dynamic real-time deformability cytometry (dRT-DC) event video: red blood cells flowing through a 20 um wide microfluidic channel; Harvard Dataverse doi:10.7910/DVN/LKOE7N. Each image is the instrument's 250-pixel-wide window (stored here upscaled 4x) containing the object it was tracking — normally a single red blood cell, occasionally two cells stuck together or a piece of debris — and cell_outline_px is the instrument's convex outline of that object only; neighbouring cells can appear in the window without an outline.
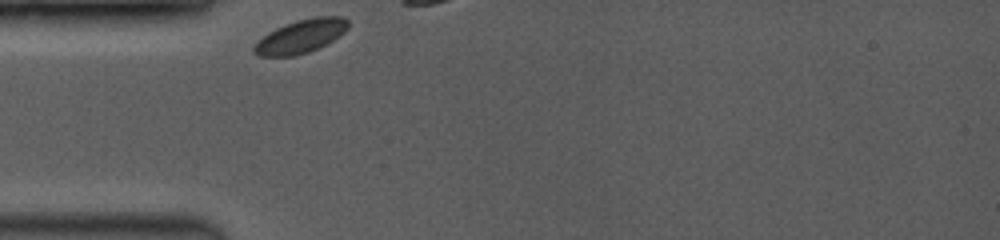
{"species": "common noctule bat (a hibernating species)", "species_latin": "Nyctalus noctula", "temperature_condition": "room temperature", "stored_images_in_passage": 10, "camera_frame_rate_fps": 3500, "um_per_image_px": 0.085, "animal": {"sex": "female", "body_mass_g": 19.0, "forearm_length_mm": 53.3}, "frame": {"image": 1, "passage_image": 1, "time_ms": 0.0, "image_size_px": [1000, 240], "cell_outline_px": [[348, 28], [340, 36], [308, 52], [292, 56], [260, 56], [252, 52], [252, 48], [268, 32], [284, 24], [296, 20], [316, 16], [344, 16], [348, 20]], "centroid_in_image_um": [25.58, 3.07], "position_along_channel_um": 59.4, "area_um2": 18.21}}